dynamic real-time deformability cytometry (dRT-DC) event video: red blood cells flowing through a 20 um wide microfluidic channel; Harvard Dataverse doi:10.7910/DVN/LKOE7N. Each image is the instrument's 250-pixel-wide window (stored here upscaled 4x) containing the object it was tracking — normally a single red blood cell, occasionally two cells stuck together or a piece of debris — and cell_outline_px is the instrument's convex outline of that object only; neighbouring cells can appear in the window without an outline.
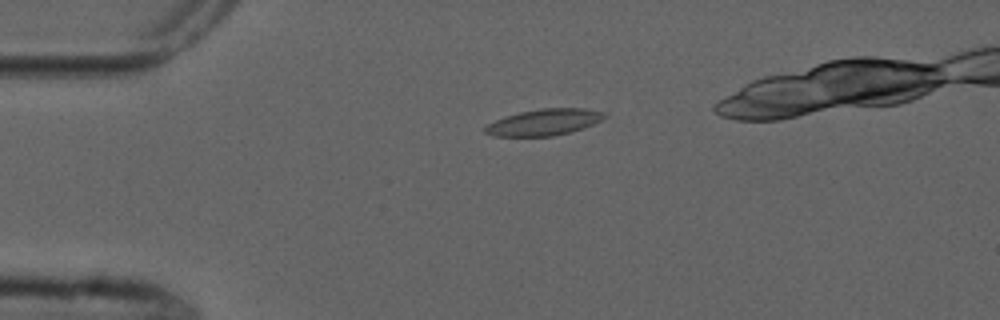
{"species": "common noctule bat (a hibernating species)", "species_latin": "Nyctalus noctula", "temperature_condition": "cold", "stored_images_in_passage": 4, "camera_frame_rate_fps": 3000, "um_per_image_px": 0.085, "animal": {"sex": "male", "forearm_length_mm": 52.5}, "frame": {"image": 1, "passage_image": 1, "time_ms": 0.0, "image_size_px": [1000, 320], "cell_outline_px": [[608, 116], [584, 128], [552, 136], [492, 136], [484, 132], [484, 128], [488, 124], [504, 116], [520, 112], [540, 108], [584, 108], [608, 112]], "centroid_in_image_um": [46.27, 10.37], "position_along_channel_um": 38.7, "area_um2": 18.38}}
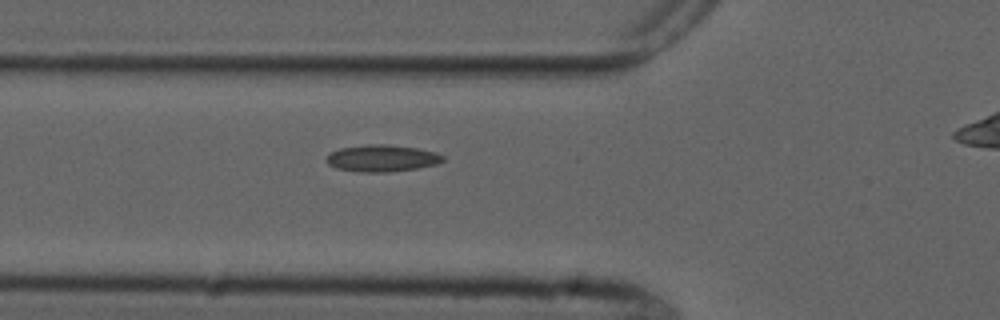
{"frame": {"image": 2, "passage_image": 3, "time_ms": 2.333, "image_size_px": [1000, 320], "cell_outline_px": [[444, 160], [436, 164], [416, 168], [388, 172], [356, 172], [336, 168], [328, 164], [324, 160], [328, 152], [340, 148], [368, 144], [388, 144], [416, 148], [436, 152], [444, 156]], "centroid_in_image_um": [32.41, 13.45], "position_along_channel_um": 93.4, "area_um2": 18.38}}